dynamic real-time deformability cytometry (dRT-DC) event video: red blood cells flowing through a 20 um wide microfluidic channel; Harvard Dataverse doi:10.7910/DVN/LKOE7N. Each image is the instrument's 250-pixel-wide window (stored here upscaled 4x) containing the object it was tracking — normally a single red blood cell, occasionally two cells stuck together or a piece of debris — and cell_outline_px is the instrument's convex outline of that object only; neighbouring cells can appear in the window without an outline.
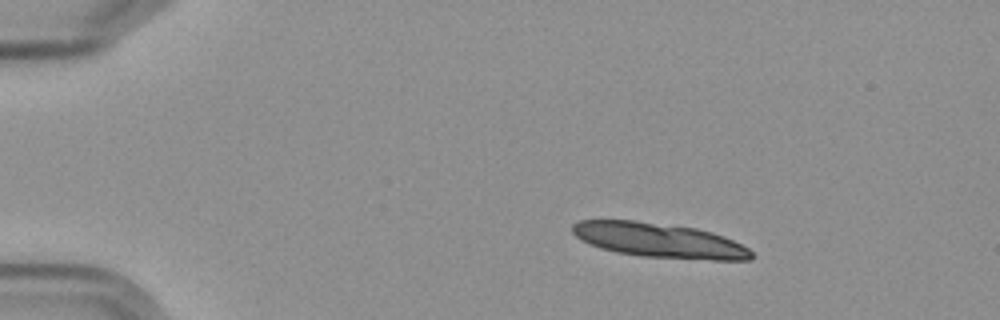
{"species": "Egyptian fruit bat (a non-hibernating species)", "species_latin": "Rousettus aegyptiacus", "temperature_condition": "cold", "stored_images_in_passage": 5, "segment_of_instrument_passage": [1, 2], "camera_frame_rate_fps": 3000, "um_per_image_px": 0.085, "frame": {"image": 1, "passage_image": 1, "time_ms": 0.0, "image_size_px": [1000, 320], "cell_outline_px": [[752, 260], [712, 260], [640, 256], [616, 252], [600, 248], [580, 240], [572, 232], [572, 224], [580, 220], [636, 220], [696, 228], [712, 232], [724, 236], [748, 248], [752, 252]], "centroid_in_image_um": [56.01, 20.42], "position_along_channel_um": 29.0, "area_um2": 36.18}}